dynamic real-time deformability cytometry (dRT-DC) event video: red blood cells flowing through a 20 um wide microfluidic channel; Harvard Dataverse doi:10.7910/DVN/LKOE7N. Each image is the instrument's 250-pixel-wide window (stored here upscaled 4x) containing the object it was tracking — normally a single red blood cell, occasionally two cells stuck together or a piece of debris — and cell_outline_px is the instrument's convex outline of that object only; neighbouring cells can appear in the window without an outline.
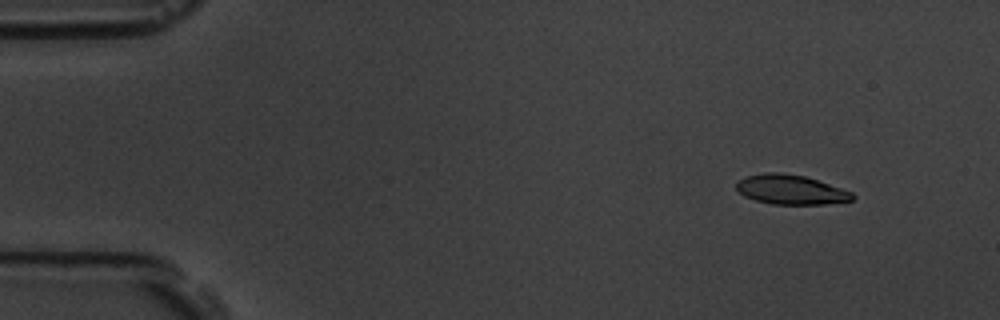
{"species": "common noctule bat (a hibernating species)", "species_latin": "Nyctalus noctula", "temperature_condition": "room temperature", "stored_images_in_passage": 5, "camera_frame_rate_fps": 3000, "um_per_image_px": 0.085, "animal": {"sex": "male", "body_mass_g": 19.5, "forearm_length_mm": 54.6}, "frame": {"image": 1, "passage_image": 2, "time_ms": 1.333, "image_size_px": [1000, 320], "cell_outline_px": [[856, 196], [852, 200], [824, 204], [772, 204], [756, 200], [744, 196], [736, 188], [736, 184], [744, 176], [764, 172], [784, 172], [804, 176], [852, 192]], "centroid_in_image_um": [67.19, 16.11], "position_along_channel_um": 17.8, "area_um2": 19.88}}
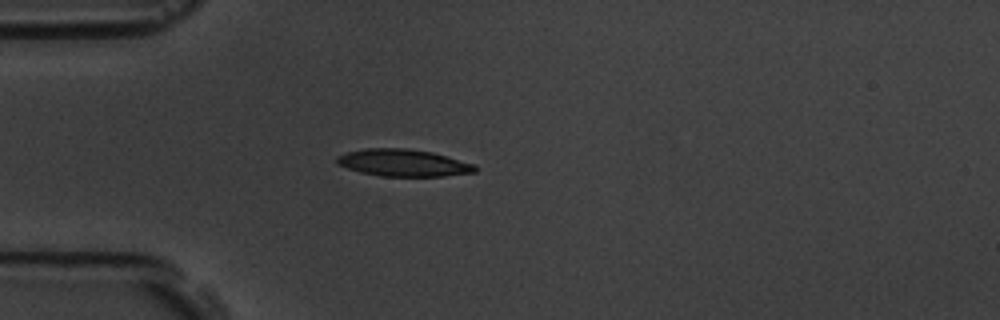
{"frame": {"image": 2, "passage_image": 5, "time_ms": 4.667, "image_size_px": [1000, 320], "cell_outline_px": [[476, 172], [444, 176], [380, 176], [360, 172], [336, 164], [336, 156], [348, 152], [364, 148], [404, 148], [432, 152], [476, 164]], "centroid_in_image_um": [34.28, 13.84], "position_along_channel_um": 50.7, "area_um2": 21.85}}